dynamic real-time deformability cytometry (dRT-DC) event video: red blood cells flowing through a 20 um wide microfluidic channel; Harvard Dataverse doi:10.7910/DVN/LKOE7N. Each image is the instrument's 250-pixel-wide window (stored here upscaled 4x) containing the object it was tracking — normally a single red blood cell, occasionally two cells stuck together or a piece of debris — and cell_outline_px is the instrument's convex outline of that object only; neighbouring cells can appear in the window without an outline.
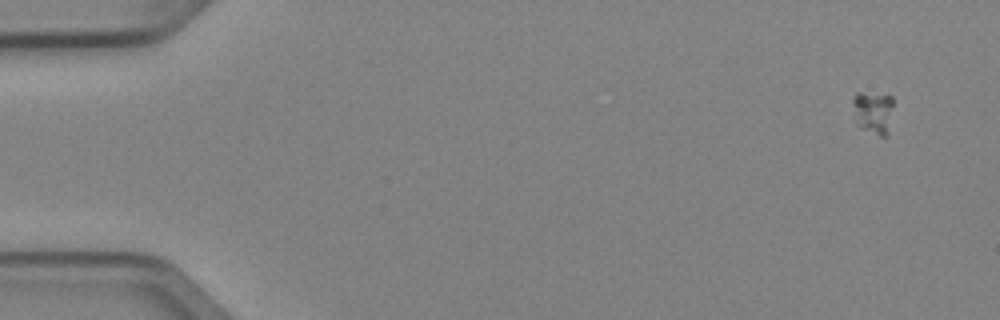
{"species": "Egyptian fruit bat (a non-hibernating species)", "species_latin": "Rousettus aegyptiacus", "temperature_condition": "cold", "stored_images_in_passage": 5, "segment_of_instrument_passage": [1, 2], "camera_frame_rate_fps": 3000, "um_per_image_px": 0.085, "animal": {"sex": "female"}, "frame": {"image": 1, "passage_image": 1, "time_ms": 0.0, "image_size_px": [1000, 320], "cell_outline_px": [[892, 104], [888, 136], [880, 136], [860, 128], [856, 124], [852, 104], [852, 96], [856, 92], [860, 92], [892, 96]], "centroid_in_image_um": [74.18, 9.55], "position_along_channel_um": 10.8, "area_um2": 10.23}}